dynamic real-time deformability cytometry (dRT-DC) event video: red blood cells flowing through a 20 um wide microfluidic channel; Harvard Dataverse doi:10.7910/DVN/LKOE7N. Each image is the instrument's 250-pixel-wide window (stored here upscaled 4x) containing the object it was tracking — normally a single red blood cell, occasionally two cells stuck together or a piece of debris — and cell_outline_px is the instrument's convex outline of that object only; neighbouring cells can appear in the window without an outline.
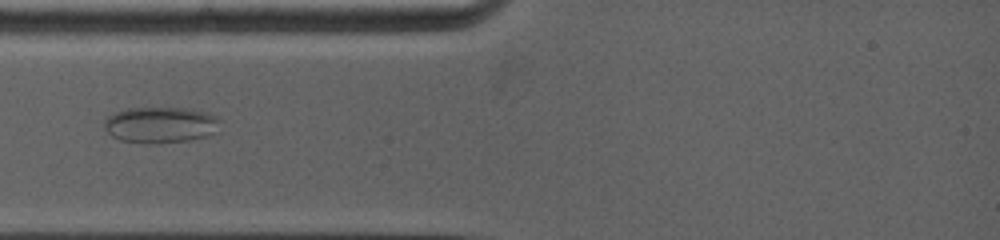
{"species": "common noctule bat (a hibernating species)", "species_latin": "Nyctalus noctula", "temperature_condition": "warm", "stored_images_in_passage": 5, "camera_frame_rate_fps": 5000, "um_per_image_px": 0.085, "animal": {"sex": "female", "body_mass_g": 19.0, "forearm_length_mm": 53.3}, "frame": {"image": 1, "passage_image": 2, "time_ms": 0.4, "image_size_px": [1000, 240], "cell_outline_px": [[220, 120], [212, 132], [208, 136], [192, 140], [156, 144], [148, 144], [120, 140], [112, 136], [104, 128], [104, 120], [108, 116], [116, 112], [128, 108], [188, 108], [208, 112], [216, 116]], "centroid_in_image_um": [13.62, 10.62], "position_along_channel_um": 71.4, "area_um2": 24.45}}
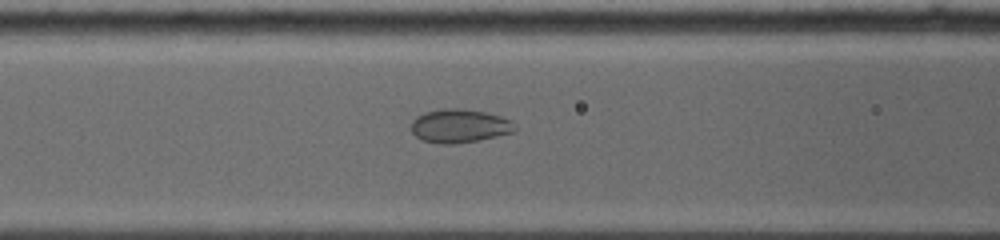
{"frame": {"image": 2, "passage_image": 5, "time_ms": 1.8, "image_size_px": [1000, 240], "cell_outline_px": [[516, 128], [512, 132], [480, 140], [452, 144], [440, 144], [420, 140], [412, 132], [412, 120], [416, 116], [424, 112], [444, 108], [460, 108], [484, 112], [500, 116], [512, 120], [516, 124]], "centroid_in_image_um": [39.04, 10.7], "position_along_channel_um": 127.6, "area_um2": 20.4}}